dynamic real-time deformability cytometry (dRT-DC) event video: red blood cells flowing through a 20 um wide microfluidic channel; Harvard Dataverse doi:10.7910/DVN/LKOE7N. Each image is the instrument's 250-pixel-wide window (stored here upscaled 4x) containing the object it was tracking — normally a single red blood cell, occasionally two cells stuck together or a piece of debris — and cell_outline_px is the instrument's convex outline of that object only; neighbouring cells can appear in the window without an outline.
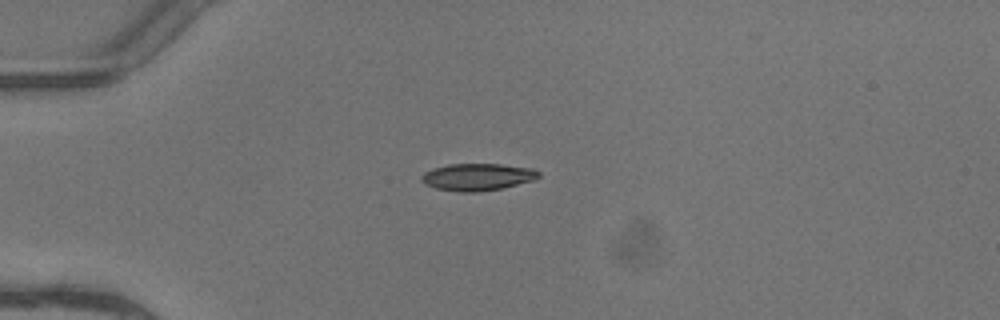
{"species": "common noctule bat (a hibernating species)", "species_latin": "Nyctalus noctula", "temperature_condition": "warm", "stored_images_in_passage": 3, "camera_frame_rate_fps": 3000, "um_per_image_px": 0.085, "animal": {"sex": "female"}, "frame": {"image": 1, "passage_image": 1, "time_ms": 0.0, "image_size_px": [1000, 320], "cell_outline_px": [[540, 176], [536, 180], [500, 188], [480, 192], [456, 192], [436, 188], [424, 184], [420, 180], [420, 176], [424, 172], [432, 168], [448, 164], [500, 164], [532, 168], [540, 172]], "centroid_in_image_um": [40.56, 15.04], "position_along_channel_um": 44.4, "area_um2": 18.73}}
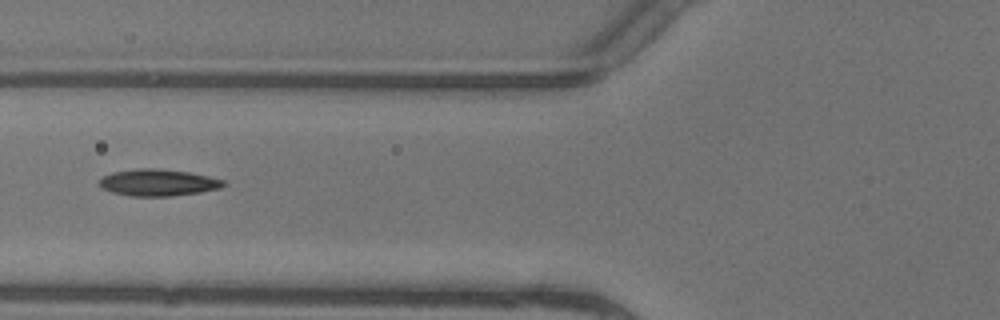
{"frame": {"image": 2, "passage_image": 3, "time_ms": 0.667, "image_size_px": [1000, 320], "cell_outline_px": [[228, 184], [220, 188], [200, 192], [172, 196], [132, 196], [112, 192], [104, 188], [96, 180], [112, 172], [136, 168], [160, 168], [188, 172], [208, 176], [224, 180]], "centroid_in_image_um": [13.45, 15.51], "position_along_channel_um": 112.4, "area_um2": 19.42}}